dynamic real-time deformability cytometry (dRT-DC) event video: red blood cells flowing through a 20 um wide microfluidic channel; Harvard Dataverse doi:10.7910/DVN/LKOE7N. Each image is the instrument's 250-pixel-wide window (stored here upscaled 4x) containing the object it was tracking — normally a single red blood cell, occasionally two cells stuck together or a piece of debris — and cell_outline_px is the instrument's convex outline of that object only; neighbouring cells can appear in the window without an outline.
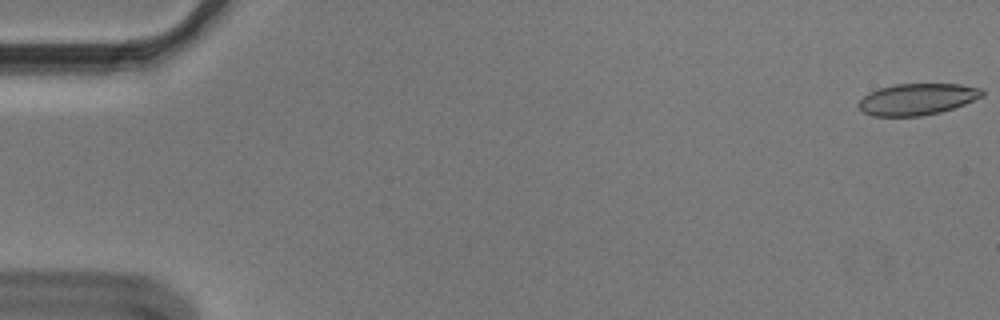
{"species": "Egyptian fruit bat (a non-hibernating species)", "species_latin": "Rousettus aegyptiacus", "temperature_condition": "cold", "stored_images_in_passage": 56, "camera_frame_rate_fps": 3000, "um_per_image_px": 0.085, "animal": {"sex": "male"}, "frame": {"image": 1, "passage_image": 1, "time_ms": 0.0, "image_size_px": [1000, 320], "cell_outline_px": [[984, 96], [964, 104], [940, 112], [920, 116], [872, 116], [864, 112], [860, 108], [860, 100], [868, 92], [880, 88], [896, 84], [960, 84], [984, 88]], "centroid_in_image_um": [78.0, 8.42], "position_along_channel_um": 7.0, "area_um2": 22.6}}
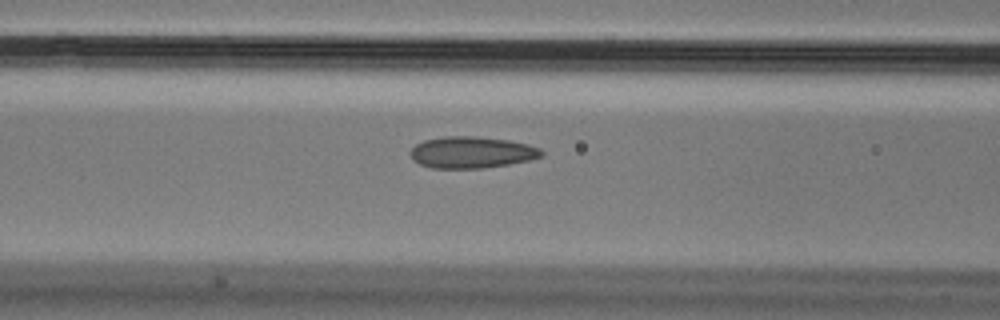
{"frame": {"image": 2, "passage_image": 23, "time_ms": 7.333, "image_size_px": [1000, 320], "cell_outline_px": [[544, 156], [528, 160], [508, 164], [484, 168], [432, 168], [420, 164], [412, 160], [408, 152], [416, 144], [424, 140], [444, 136], [472, 136], [508, 140], [528, 144], [540, 148], [544, 152]], "centroid_in_image_um": [40.07, 12.95], "position_along_channel_um": 126.5, "area_um2": 24.22}}
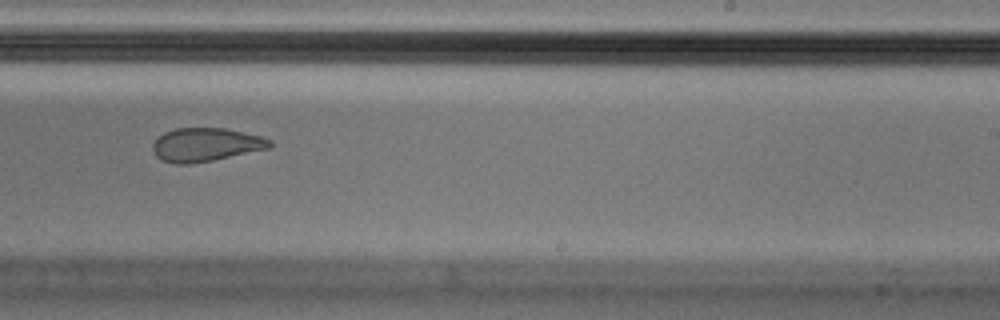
{"frame": {"image": 3, "passage_image": 35, "time_ms": 11.333, "image_size_px": [1000, 320], "cell_outline_px": [[272, 144], [268, 148], [212, 160], [188, 164], [176, 164], [160, 160], [156, 156], [152, 148], [152, 144], [164, 132], [176, 128], [224, 128], [260, 136], [272, 140]], "centroid_in_image_um": [17.45, 12.3], "position_along_channel_um": 271.6, "area_um2": 22.6}, "authors_computed_cell_mechanics": {"area_um2": 24.1315, "velocity_mm_per_s": 3.6274, "shape_relaxation_time_tau1_ms": null, "shape_relaxation_time_tau2_ms": 1.8621, "deformation_change_tau1": null, "deformation_change_tau2": 0.0784}}